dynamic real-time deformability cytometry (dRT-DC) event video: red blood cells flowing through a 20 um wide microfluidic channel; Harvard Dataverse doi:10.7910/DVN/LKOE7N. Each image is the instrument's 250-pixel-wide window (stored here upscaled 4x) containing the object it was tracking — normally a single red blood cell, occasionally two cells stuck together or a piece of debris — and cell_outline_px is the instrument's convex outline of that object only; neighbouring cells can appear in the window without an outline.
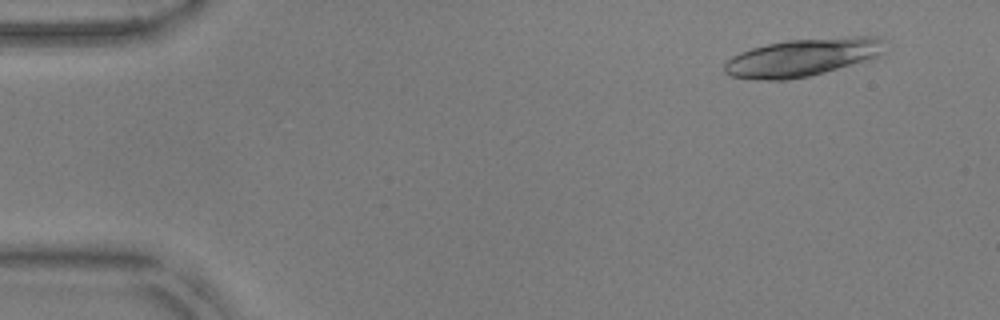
{"species": "common noctule bat (a hibernating species)", "species_latin": "Nyctalus noctula", "temperature_condition": "warm", "stored_images_in_passage": 51, "camera_frame_rate_fps": 3000, "um_per_image_px": 0.085, "animal": {"sex": "male", "body_mass_g": 17.9, "forearm_length_mm": 54.2}, "frame": {"image": 1, "passage_image": 4, "time_ms": 1.0, "image_size_px": [1000, 320], "cell_outline_px": [[888, 40], [884, 52], [880, 56], [872, 60], [808, 76], [784, 80], [768, 80], [732, 76], [724, 72], [724, 64], [732, 56], [740, 52], [752, 48], [768, 44], [788, 40], [852, 36], [880, 36]], "centroid_in_image_um": [68.34, 4.86], "position_along_channel_um": 16.7, "area_um2": 35.66}}